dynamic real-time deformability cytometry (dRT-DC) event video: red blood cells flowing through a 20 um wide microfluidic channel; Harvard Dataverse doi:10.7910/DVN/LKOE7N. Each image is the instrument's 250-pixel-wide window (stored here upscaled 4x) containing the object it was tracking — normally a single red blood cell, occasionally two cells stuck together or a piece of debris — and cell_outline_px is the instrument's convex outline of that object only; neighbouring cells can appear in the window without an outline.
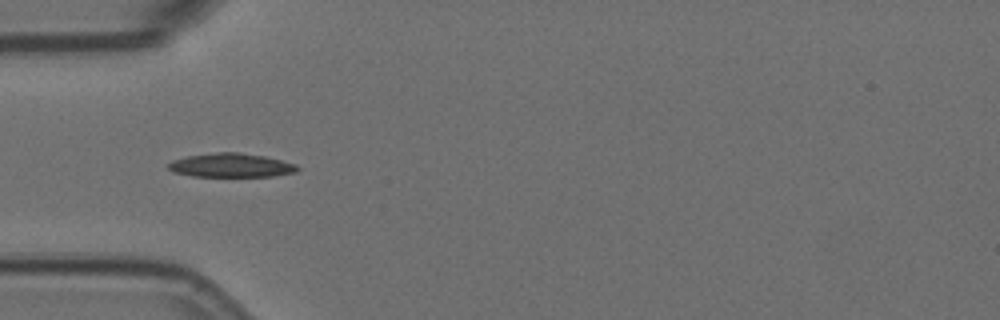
{"species": "Egyptian fruit bat (a non-hibernating species)", "species_latin": "Rousettus aegyptiacus", "temperature_condition": "room temperature", "stored_images_in_passage": 3, "camera_frame_rate_fps": 3000, "um_per_image_px": 0.085, "animal": {"sex": "female"}, "frame": {"image": 1, "passage_image": 1, "time_ms": 0.0, "image_size_px": [1000, 320], "cell_outline_px": [[300, 168], [296, 172], [272, 176], [192, 176], [172, 172], [164, 164], [172, 160], [188, 156], [216, 152], [240, 152], [264, 156], [296, 164]], "centroid_in_image_um": [19.6, 14.05], "position_along_channel_um": 65.4, "area_um2": 18.03}}
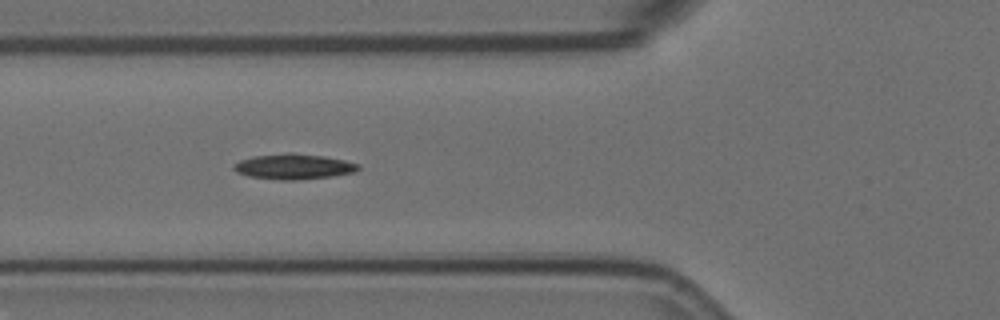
{"frame": {"image": 2, "passage_image": 2, "time_ms": 0.333, "image_size_px": [1000, 320], "cell_outline_px": [[360, 168], [356, 172], [332, 176], [300, 180], [284, 180], [248, 176], [236, 172], [232, 168], [232, 164], [240, 160], [252, 156], [288, 152], [292, 152], [324, 156], [344, 160], [360, 164]], "centroid_in_image_um": [24.95, 14.15], "position_along_channel_um": 100.8, "area_um2": 18.67}}
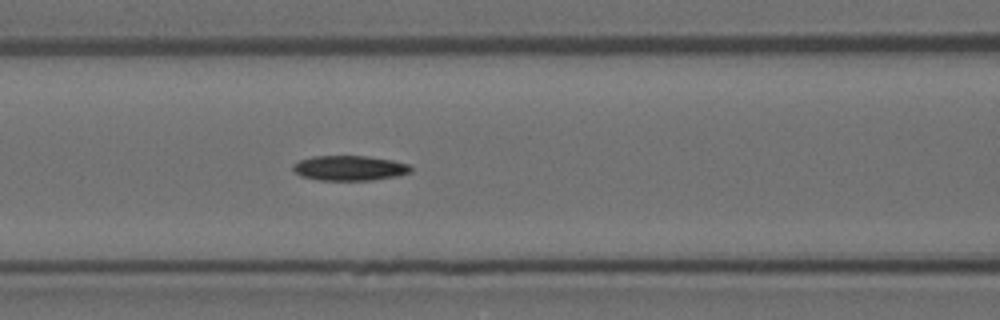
{"frame": {"image": 3, "passage_image": 3, "time_ms": 0.667, "image_size_px": [1000, 320], "cell_outline_px": [[412, 172], [400, 176], [372, 180], [316, 180], [300, 176], [292, 168], [292, 164], [300, 160], [312, 156], [368, 156], [392, 160], [412, 164]], "centroid_in_image_um": [29.75, 14.29], "position_along_channel_um": 136.8, "area_um2": 17.46}}